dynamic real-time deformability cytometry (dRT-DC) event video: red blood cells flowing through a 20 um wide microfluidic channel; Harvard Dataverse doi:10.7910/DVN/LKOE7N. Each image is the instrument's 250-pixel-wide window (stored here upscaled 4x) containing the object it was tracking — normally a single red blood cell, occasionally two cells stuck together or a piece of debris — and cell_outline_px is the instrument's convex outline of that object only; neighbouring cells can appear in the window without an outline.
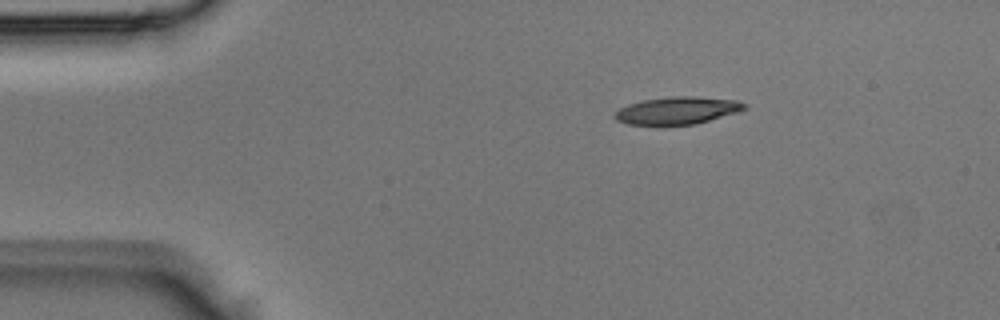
{"species": "Egyptian fruit bat (a non-hibernating species)", "species_latin": "Rousettus aegyptiacus", "temperature_condition": "room temperature", "stored_images_in_passage": 2, "camera_frame_rate_fps": 3000, "um_per_image_px": 0.085, "animal": {"sex": "male"}, "frame": {"image": 1, "passage_image": 1, "time_ms": 0.0, "image_size_px": [1000, 320], "cell_outline_px": [[748, 108], [740, 112], [696, 124], [664, 128], [656, 128], [628, 124], [616, 120], [612, 116], [620, 108], [628, 104], [644, 100], [668, 96], [696, 96], [736, 100], [748, 104]], "centroid_in_image_um": [57.56, 9.44], "position_along_channel_um": 27.4, "area_um2": 21.91}}